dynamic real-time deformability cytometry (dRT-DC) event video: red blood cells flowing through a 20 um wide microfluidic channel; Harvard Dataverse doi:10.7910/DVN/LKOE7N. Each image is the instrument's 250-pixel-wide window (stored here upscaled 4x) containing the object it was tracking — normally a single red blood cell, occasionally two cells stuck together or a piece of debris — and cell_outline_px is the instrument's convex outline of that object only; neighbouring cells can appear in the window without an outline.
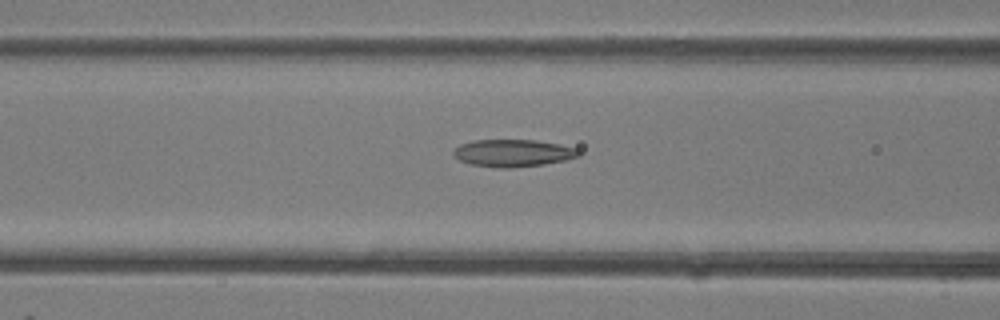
{"species": "common noctule bat (a hibernating species)", "species_latin": "Nyctalus noctula", "temperature_condition": "room temperature", "stored_images_in_passage": 10, "camera_frame_rate_fps": 3000, "um_per_image_px": 0.085, "animal": {"sex": "female"}, "frame": {"image": 1, "passage_image": 9, "time_ms": 2.667, "image_size_px": [1000, 320], "cell_outline_px": [[580, 156], [564, 160], [544, 164], [512, 168], [496, 168], [472, 164], [460, 160], [452, 156], [452, 152], [460, 144], [472, 140], [536, 140], [560, 144], [576, 148], [580, 152]], "centroid_in_image_um": [43.59, 13.01], "position_along_channel_um": 123.0, "area_um2": 20.0}}